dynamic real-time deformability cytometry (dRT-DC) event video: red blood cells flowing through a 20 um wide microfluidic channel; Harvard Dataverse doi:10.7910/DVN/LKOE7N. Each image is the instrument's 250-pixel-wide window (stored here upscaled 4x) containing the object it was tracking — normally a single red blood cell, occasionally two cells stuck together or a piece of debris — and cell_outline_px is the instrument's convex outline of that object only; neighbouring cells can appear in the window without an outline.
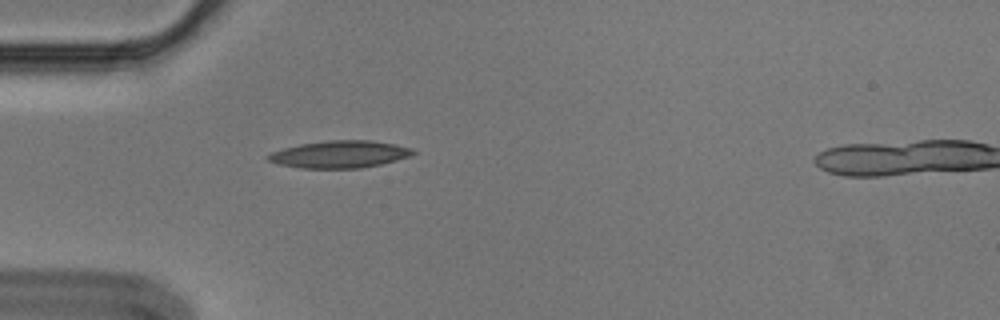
{"species": "Egyptian fruit bat (a non-hibernating species)", "species_latin": "Rousettus aegyptiacus", "temperature_condition": "cold", "stored_images_in_passage": 4, "camera_frame_rate_fps": 3000, "um_per_image_px": 0.085, "animal": {"sex": "male"}, "frame": {"image": 1, "passage_image": 3, "time_ms": 0.667, "image_size_px": [1000, 320], "cell_outline_px": [[416, 152], [412, 156], [380, 164], [360, 168], [300, 168], [280, 164], [268, 160], [264, 156], [272, 152], [284, 148], [300, 144], [328, 140], [372, 140], [396, 144], [412, 148]], "centroid_in_image_um": [28.9, 13.11], "position_along_channel_um": 56.1, "area_um2": 23.0}}